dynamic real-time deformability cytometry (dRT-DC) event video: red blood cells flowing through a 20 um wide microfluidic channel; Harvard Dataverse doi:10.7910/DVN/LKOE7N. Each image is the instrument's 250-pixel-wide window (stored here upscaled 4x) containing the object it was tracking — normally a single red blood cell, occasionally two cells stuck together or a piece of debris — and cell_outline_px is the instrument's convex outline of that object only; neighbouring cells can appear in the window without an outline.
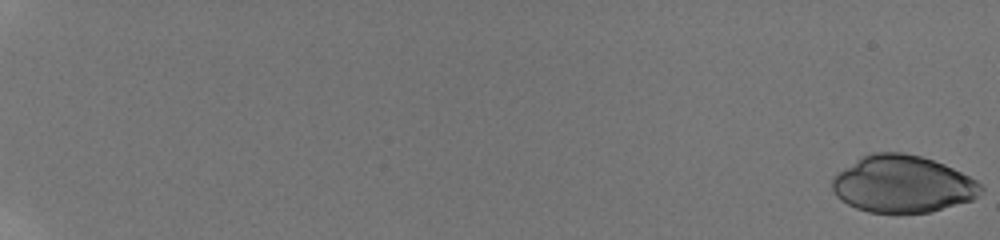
{"species": "human", "species_latin": "Homo sapiens", "temperature_condition": "room temperature", "stored_images_in_passage": 27, "camera_frame_rate_fps": 3000, "um_per_image_px": 0.085, "donor": {"sex": "male"}, "frame": {"image": 1, "passage_image": 1, "time_ms": 0.0, "image_size_px": [1000, 240], "cell_outline_px": [[984, 188], [980, 196], [972, 200], [932, 212], [868, 212], [856, 208], [840, 200], [836, 196], [832, 188], [832, 176], [836, 172], [860, 156], [872, 152], [904, 152], [920, 156], [944, 164], [976, 180]], "centroid_in_image_um": [76.69, 15.64], "position_along_channel_um": 8.3, "area_um2": 49.71}}
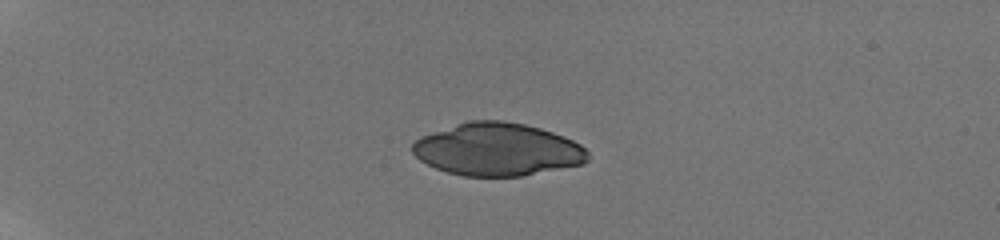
{"frame": {"image": 2, "passage_image": 18, "time_ms": 5.667, "image_size_px": [1000, 240], "cell_outline_px": [[588, 160], [584, 164], [520, 176], [464, 176], [448, 172], [436, 168], [420, 160], [412, 152], [412, 144], [420, 136], [468, 120], [504, 120], [524, 124], [540, 128], [564, 136], [580, 144], [588, 152]], "centroid_in_image_um": [42.28, 12.69], "position_along_channel_um": 42.7, "area_um2": 53.81}}